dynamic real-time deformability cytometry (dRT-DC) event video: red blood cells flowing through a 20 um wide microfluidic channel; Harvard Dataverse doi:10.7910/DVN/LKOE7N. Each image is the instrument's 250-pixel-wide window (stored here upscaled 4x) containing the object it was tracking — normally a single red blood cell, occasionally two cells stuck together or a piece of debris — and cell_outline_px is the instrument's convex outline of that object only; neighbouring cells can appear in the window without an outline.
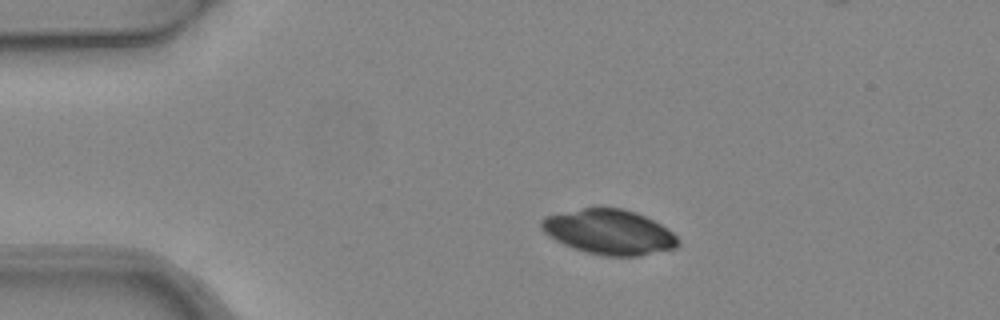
{"species": "common noctule bat (a hibernating species)", "species_latin": "Nyctalus noctula", "temperature_condition": "warm", "stored_images_in_passage": 4, "camera_frame_rate_fps": 3000, "um_per_image_px": 0.085, "animal": {"sex": "female", "body_mass_g": 24.6, "forearm_length_mm": 56.2}, "frame": {"image": 1, "passage_image": 1, "time_ms": 0.0, "image_size_px": [1000, 320], "cell_outline_px": [[680, 244], [676, 248], [640, 256], [608, 256], [588, 252], [564, 244], [548, 236], [540, 228], [540, 220], [544, 216], [584, 208], [624, 208], [636, 212], [668, 228], [680, 240]], "centroid_in_image_um": [51.79, 19.72], "position_along_channel_um": 33.2, "area_um2": 35.66}}